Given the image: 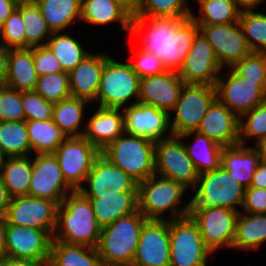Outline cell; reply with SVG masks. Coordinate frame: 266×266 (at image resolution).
<instances>
[{
  "instance_id": "6da1fadb",
  "label": "cell",
  "mask_w": 266,
  "mask_h": 266,
  "mask_svg": "<svg viewBox=\"0 0 266 266\" xmlns=\"http://www.w3.org/2000/svg\"><path fill=\"white\" fill-rule=\"evenodd\" d=\"M100 233L90 200L79 190L71 191L58 206L53 240L96 248Z\"/></svg>"
},
{
  "instance_id": "7a4b0ae2",
  "label": "cell",
  "mask_w": 266,
  "mask_h": 266,
  "mask_svg": "<svg viewBox=\"0 0 266 266\" xmlns=\"http://www.w3.org/2000/svg\"><path fill=\"white\" fill-rule=\"evenodd\" d=\"M193 195L187 198L185 217L193 218L199 212L212 207H223L240 212L245 187L221 166L199 174L197 185L188 188Z\"/></svg>"
},
{
  "instance_id": "3957f363",
  "label": "cell",
  "mask_w": 266,
  "mask_h": 266,
  "mask_svg": "<svg viewBox=\"0 0 266 266\" xmlns=\"http://www.w3.org/2000/svg\"><path fill=\"white\" fill-rule=\"evenodd\" d=\"M187 191L182 184L154 174L138 183V210L147 220L172 221L183 218L186 204H180Z\"/></svg>"
},
{
  "instance_id": "277c9868",
  "label": "cell",
  "mask_w": 266,
  "mask_h": 266,
  "mask_svg": "<svg viewBox=\"0 0 266 266\" xmlns=\"http://www.w3.org/2000/svg\"><path fill=\"white\" fill-rule=\"evenodd\" d=\"M147 219L137 210L101 228L97 252L104 266H132Z\"/></svg>"
},
{
  "instance_id": "5b68a950",
  "label": "cell",
  "mask_w": 266,
  "mask_h": 266,
  "mask_svg": "<svg viewBox=\"0 0 266 266\" xmlns=\"http://www.w3.org/2000/svg\"><path fill=\"white\" fill-rule=\"evenodd\" d=\"M100 154L126 172L137 183L155 174V142L123 133Z\"/></svg>"
},
{
  "instance_id": "8992f818",
  "label": "cell",
  "mask_w": 266,
  "mask_h": 266,
  "mask_svg": "<svg viewBox=\"0 0 266 266\" xmlns=\"http://www.w3.org/2000/svg\"><path fill=\"white\" fill-rule=\"evenodd\" d=\"M140 79L128 61H117L110 56L102 71L96 106L123 109L137 103Z\"/></svg>"
},
{
  "instance_id": "52a82bcc",
  "label": "cell",
  "mask_w": 266,
  "mask_h": 266,
  "mask_svg": "<svg viewBox=\"0 0 266 266\" xmlns=\"http://www.w3.org/2000/svg\"><path fill=\"white\" fill-rule=\"evenodd\" d=\"M170 266H208L214 255L192 218L169 221ZM211 257V258H210Z\"/></svg>"
},
{
  "instance_id": "ba28073f",
  "label": "cell",
  "mask_w": 266,
  "mask_h": 266,
  "mask_svg": "<svg viewBox=\"0 0 266 266\" xmlns=\"http://www.w3.org/2000/svg\"><path fill=\"white\" fill-rule=\"evenodd\" d=\"M215 99V86L185 84L174 109L169 113L173 136L196 131Z\"/></svg>"
},
{
  "instance_id": "9c48e42d",
  "label": "cell",
  "mask_w": 266,
  "mask_h": 266,
  "mask_svg": "<svg viewBox=\"0 0 266 266\" xmlns=\"http://www.w3.org/2000/svg\"><path fill=\"white\" fill-rule=\"evenodd\" d=\"M223 70L215 85L216 98L239 118L266 101V82L246 81L231 68Z\"/></svg>"
},
{
  "instance_id": "30bf717a",
  "label": "cell",
  "mask_w": 266,
  "mask_h": 266,
  "mask_svg": "<svg viewBox=\"0 0 266 266\" xmlns=\"http://www.w3.org/2000/svg\"><path fill=\"white\" fill-rule=\"evenodd\" d=\"M154 160L156 175L172 179L187 189L197 185L199 174L178 136L156 141Z\"/></svg>"
},
{
  "instance_id": "8fae6325",
  "label": "cell",
  "mask_w": 266,
  "mask_h": 266,
  "mask_svg": "<svg viewBox=\"0 0 266 266\" xmlns=\"http://www.w3.org/2000/svg\"><path fill=\"white\" fill-rule=\"evenodd\" d=\"M63 177L73 190L85 183L100 151L83 136L67 137L54 152Z\"/></svg>"
},
{
  "instance_id": "7c38bea8",
  "label": "cell",
  "mask_w": 266,
  "mask_h": 266,
  "mask_svg": "<svg viewBox=\"0 0 266 266\" xmlns=\"http://www.w3.org/2000/svg\"><path fill=\"white\" fill-rule=\"evenodd\" d=\"M73 189L65 181L54 153L32 155V175L28 195L55 201L58 205Z\"/></svg>"
},
{
  "instance_id": "4fadbf2b",
  "label": "cell",
  "mask_w": 266,
  "mask_h": 266,
  "mask_svg": "<svg viewBox=\"0 0 266 266\" xmlns=\"http://www.w3.org/2000/svg\"><path fill=\"white\" fill-rule=\"evenodd\" d=\"M53 236L46 230L7 224L6 257L25 259L47 266Z\"/></svg>"
},
{
  "instance_id": "5bb4252c",
  "label": "cell",
  "mask_w": 266,
  "mask_h": 266,
  "mask_svg": "<svg viewBox=\"0 0 266 266\" xmlns=\"http://www.w3.org/2000/svg\"><path fill=\"white\" fill-rule=\"evenodd\" d=\"M199 31L212 46L222 69L232 68L250 54L240 22L198 25Z\"/></svg>"
},
{
  "instance_id": "9a60e30c",
  "label": "cell",
  "mask_w": 266,
  "mask_h": 266,
  "mask_svg": "<svg viewBox=\"0 0 266 266\" xmlns=\"http://www.w3.org/2000/svg\"><path fill=\"white\" fill-rule=\"evenodd\" d=\"M58 206L53 200L29 195L17 196L11 198L5 219L7 224L46 230L53 236L57 225Z\"/></svg>"
},
{
  "instance_id": "2e32d148",
  "label": "cell",
  "mask_w": 266,
  "mask_h": 266,
  "mask_svg": "<svg viewBox=\"0 0 266 266\" xmlns=\"http://www.w3.org/2000/svg\"><path fill=\"white\" fill-rule=\"evenodd\" d=\"M182 19L133 16L130 33L137 38V46L162 60L169 71L170 31Z\"/></svg>"
},
{
  "instance_id": "e0dca14e",
  "label": "cell",
  "mask_w": 266,
  "mask_h": 266,
  "mask_svg": "<svg viewBox=\"0 0 266 266\" xmlns=\"http://www.w3.org/2000/svg\"><path fill=\"white\" fill-rule=\"evenodd\" d=\"M239 213L233 209L212 207L192 218L199 227L203 242L213 255L222 248L232 250Z\"/></svg>"
},
{
  "instance_id": "ac0fdd59",
  "label": "cell",
  "mask_w": 266,
  "mask_h": 266,
  "mask_svg": "<svg viewBox=\"0 0 266 266\" xmlns=\"http://www.w3.org/2000/svg\"><path fill=\"white\" fill-rule=\"evenodd\" d=\"M124 133L146 138L153 142L173 136L170 114L154 106L137 102L122 109Z\"/></svg>"
},
{
  "instance_id": "d6986e66",
  "label": "cell",
  "mask_w": 266,
  "mask_h": 266,
  "mask_svg": "<svg viewBox=\"0 0 266 266\" xmlns=\"http://www.w3.org/2000/svg\"><path fill=\"white\" fill-rule=\"evenodd\" d=\"M138 183L101 154L94 160L84 185L79 189L87 198L118 195V192L137 191Z\"/></svg>"
},
{
  "instance_id": "ffe728a7",
  "label": "cell",
  "mask_w": 266,
  "mask_h": 266,
  "mask_svg": "<svg viewBox=\"0 0 266 266\" xmlns=\"http://www.w3.org/2000/svg\"><path fill=\"white\" fill-rule=\"evenodd\" d=\"M222 71L212 46L199 33L178 72L179 77L185 84L215 86Z\"/></svg>"
},
{
  "instance_id": "44dd1931",
  "label": "cell",
  "mask_w": 266,
  "mask_h": 266,
  "mask_svg": "<svg viewBox=\"0 0 266 266\" xmlns=\"http://www.w3.org/2000/svg\"><path fill=\"white\" fill-rule=\"evenodd\" d=\"M132 266H170L169 221L144 223Z\"/></svg>"
},
{
  "instance_id": "7402d4cb",
  "label": "cell",
  "mask_w": 266,
  "mask_h": 266,
  "mask_svg": "<svg viewBox=\"0 0 266 266\" xmlns=\"http://www.w3.org/2000/svg\"><path fill=\"white\" fill-rule=\"evenodd\" d=\"M184 81L178 72L165 71L161 74L140 79L138 102L151 105L170 113L179 99Z\"/></svg>"
},
{
  "instance_id": "603a6c76",
  "label": "cell",
  "mask_w": 266,
  "mask_h": 266,
  "mask_svg": "<svg viewBox=\"0 0 266 266\" xmlns=\"http://www.w3.org/2000/svg\"><path fill=\"white\" fill-rule=\"evenodd\" d=\"M240 118L217 98L209 106L196 130L222 147L239 144Z\"/></svg>"
},
{
  "instance_id": "cb8c5ba5",
  "label": "cell",
  "mask_w": 266,
  "mask_h": 266,
  "mask_svg": "<svg viewBox=\"0 0 266 266\" xmlns=\"http://www.w3.org/2000/svg\"><path fill=\"white\" fill-rule=\"evenodd\" d=\"M110 56L106 51H93L68 73L71 97L95 104L102 71Z\"/></svg>"
},
{
  "instance_id": "d4e9b609",
  "label": "cell",
  "mask_w": 266,
  "mask_h": 266,
  "mask_svg": "<svg viewBox=\"0 0 266 266\" xmlns=\"http://www.w3.org/2000/svg\"><path fill=\"white\" fill-rule=\"evenodd\" d=\"M89 118L83 137L100 152L124 133V115L121 108L96 106Z\"/></svg>"
},
{
  "instance_id": "484cf974",
  "label": "cell",
  "mask_w": 266,
  "mask_h": 266,
  "mask_svg": "<svg viewBox=\"0 0 266 266\" xmlns=\"http://www.w3.org/2000/svg\"><path fill=\"white\" fill-rule=\"evenodd\" d=\"M260 162L261 154L256 146L238 144L222 148L220 166L245 188L251 186L254 172Z\"/></svg>"
},
{
  "instance_id": "4316f807",
  "label": "cell",
  "mask_w": 266,
  "mask_h": 266,
  "mask_svg": "<svg viewBox=\"0 0 266 266\" xmlns=\"http://www.w3.org/2000/svg\"><path fill=\"white\" fill-rule=\"evenodd\" d=\"M80 21L99 27L118 23L120 30L128 34L131 32L132 16L113 0H82Z\"/></svg>"
},
{
  "instance_id": "83f0119b",
  "label": "cell",
  "mask_w": 266,
  "mask_h": 266,
  "mask_svg": "<svg viewBox=\"0 0 266 266\" xmlns=\"http://www.w3.org/2000/svg\"><path fill=\"white\" fill-rule=\"evenodd\" d=\"M178 137L182 140L198 174L213 171L220 167L223 148L221 145L198 131H190ZM188 138L193 141L188 142Z\"/></svg>"
},
{
  "instance_id": "f1b7e54d",
  "label": "cell",
  "mask_w": 266,
  "mask_h": 266,
  "mask_svg": "<svg viewBox=\"0 0 266 266\" xmlns=\"http://www.w3.org/2000/svg\"><path fill=\"white\" fill-rule=\"evenodd\" d=\"M38 75L34 68L33 47L10 49L8 73L4 85L23 91L35 90Z\"/></svg>"
},
{
  "instance_id": "f546056e",
  "label": "cell",
  "mask_w": 266,
  "mask_h": 266,
  "mask_svg": "<svg viewBox=\"0 0 266 266\" xmlns=\"http://www.w3.org/2000/svg\"><path fill=\"white\" fill-rule=\"evenodd\" d=\"M88 199L101 228L138 210L137 191H124L118 192V195Z\"/></svg>"
},
{
  "instance_id": "4dcf8cb0",
  "label": "cell",
  "mask_w": 266,
  "mask_h": 266,
  "mask_svg": "<svg viewBox=\"0 0 266 266\" xmlns=\"http://www.w3.org/2000/svg\"><path fill=\"white\" fill-rule=\"evenodd\" d=\"M33 1L40 8L42 16L52 33L72 29L76 25V21H80L82 0Z\"/></svg>"
},
{
  "instance_id": "1f68e13d",
  "label": "cell",
  "mask_w": 266,
  "mask_h": 266,
  "mask_svg": "<svg viewBox=\"0 0 266 266\" xmlns=\"http://www.w3.org/2000/svg\"><path fill=\"white\" fill-rule=\"evenodd\" d=\"M91 105L85 99L73 97L64 99L54 104L52 119L66 137L83 136L86 127L84 120L87 117L84 112Z\"/></svg>"
},
{
  "instance_id": "d6a6232c",
  "label": "cell",
  "mask_w": 266,
  "mask_h": 266,
  "mask_svg": "<svg viewBox=\"0 0 266 266\" xmlns=\"http://www.w3.org/2000/svg\"><path fill=\"white\" fill-rule=\"evenodd\" d=\"M266 242V214L240 212L236 223L233 250L258 251Z\"/></svg>"
},
{
  "instance_id": "836d02e7",
  "label": "cell",
  "mask_w": 266,
  "mask_h": 266,
  "mask_svg": "<svg viewBox=\"0 0 266 266\" xmlns=\"http://www.w3.org/2000/svg\"><path fill=\"white\" fill-rule=\"evenodd\" d=\"M32 175V156L5 157L0 178L11 198L28 195Z\"/></svg>"
},
{
  "instance_id": "e575fe53",
  "label": "cell",
  "mask_w": 266,
  "mask_h": 266,
  "mask_svg": "<svg viewBox=\"0 0 266 266\" xmlns=\"http://www.w3.org/2000/svg\"><path fill=\"white\" fill-rule=\"evenodd\" d=\"M47 266H104L97 249L52 241Z\"/></svg>"
},
{
  "instance_id": "d590c367",
  "label": "cell",
  "mask_w": 266,
  "mask_h": 266,
  "mask_svg": "<svg viewBox=\"0 0 266 266\" xmlns=\"http://www.w3.org/2000/svg\"><path fill=\"white\" fill-rule=\"evenodd\" d=\"M199 33V26L191 17L183 18L170 31L169 71L179 72Z\"/></svg>"
},
{
  "instance_id": "8d00e7d4",
  "label": "cell",
  "mask_w": 266,
  "mask_h": 266,
  "mask_svg": "<svg viewBox=\"0 0 266 266\" xmlns=\"http://www.w3.org/2000/svg\"><path fill=\"white\" fill-rule=\"evenodd\" d=\"M70 32H55L47 40L46 46L59 60L64 72L73 70L91 51H87L79 39L73 37Z\"/></svg>"
},
{
  "instance_id": "74e56055",
  "label": "cell",
  "mask_w": 266,
  "mask_h": 266,
  "mask_svg": "<svg viewBox=\"0 0 266 266\" xmlns=\"http://www.w3.org/2000/svg\"><path fill=\"white\" fill-rule=\"evenodd\" d=\"M32 154L54 153L67 138L53 119L45 121H26Z\"/></svg>"
},
{
  "instance_id": "f35d334b",
  "label": "cell",
  "mask_w": 266,
  "mask_h": 266,
  "mask_svg": "<svg viewBox=\"0 0 266 266\" xmlns=\"http://www.w3.org/2000/svg\"><path fill=\"white\" fill-rule=\"evenodd\" d=\"M198 14L191 18L198 25L230 24L239 21L241 11L233 0H197Z\"/></svg>"
},
{
  "instance_id": "ab89813d",
  "label": "cell",
  "mask_w": 266,
  "mask_h": 266,
  "mask_svg": "<svg viewBox=\"0 0 266 266\" xmlns=\"http://www.w3.org/2000/svg\"><path fill=\"white\" fill-rule=\"evenodd\" d=\"M0 151L4 157L31 156L26 121L0 122Z\"/></svg>"
},
{
  "instance_id": "60d3db41",
  "label": "cell",
  "mask_w": 266,
  "mask_h": 266,
  "mask_svg": "<svg viewBox=\"0 0 266 266\" xmlns=\"http://www.w3.org/2000/svg\"><path fill=\"white\" fill-rule=\"evenodd\" d=\"M21 17L25 25L26 48L45 46L52 31L33 0L21 2Z\"/></svg>"
},
{
  "instance_id": "b9f144b4",
  "label": "cell",
  "mask_w": 266,
  "mask_h": 266,
  "mask_svg": "<svg viewBox=\"0 0 266 266\" xmlns=\"http://www.w3.org/2000/svg\"><path fill=\"white\" fill-rule=\"evenodd\" d=\"M188 2L187 0H138L135 16L189 18L193 9Z\"/></svg>"
},
{
  "instance_id": "7bdbcfd3",
  "label": "cell",
  "mask_w": 266,
  "mask_h": 266,
  "mask_svg": "<svg viewBox=\"0 0 266 266\" xmlns=\"http://www.w3.org/2000/svg\"><path fill=\"white\" fill-rule=\"evenodd\" d=\"M242 11L239 22L252 52L266 53V12Z\"/></svg>"
},
{
  "instance_id": "ee69618b",
  "label": "cell",
  "mask_w": 266,
  "mask_h": 266,
  "mask_svg": "<svg viewBox=\"0 0 266 266\" xmlns=\"http://www.w3.org/2000/svg\"><path fill=\"white\" fill-rule=\"evenodd\" d=\"M266 138V101L244 113L239 121V144L247 146L252 140L253 146ZM254 140V141H253Z\"/></svg>"
},
{
  "instance_id": "f6af8a7d",
  "label": "cell",
  "mask_w": 266,
  "mask_h": 266,
  "mask_svg": "<svg viewBox=\"0 0 266 266\" xmlns=\"http://www.w3.org/2000/svg\"><path fill=\"white\" fill-rule=\"evenodd\" d=\"M35 91L53 104L71 97L67 72L51 73L38 77Z\"/></svg>"
},
{
  "instance_id": "bcb514c9",
  "label": "cell",
  "mask_w": 266,
  "mask_h": 266,
  "mask_svg": "<svg viewBox=\"0 0 266 266\" xmlns=\"http://www.w3.org/2000/svg\"><path fill=\"white\" fill-rule=\"evenodd\" d=\"M25 25L21 17V2L0 27V42L10 49L26 48Z\"/></svg>"
},
{
  "instance_id": "7dc6e473",
  "label": "cell",
  "mask_w": 266,
  "mask_h": 266,
  "mask_svg": "<svg viewBox=\"0 0 266 266\" xmlns=\"http://www.w3.org/2000/svg\"><path fill=\"white\" fill-rule=\"evenodd\" d=\"M231 69L243 80L266 82V53L251 52Z\"/></svg>"
},
{
  "instance_id": "c3c4849f",
  "label": "cell",
  "mask_w": 266,
  "mask_h": 266,
  "mask_svg": "<svg viewBox=\"0 0 266 266\" xmlns=\"http://www.w3.org/2000/svg\"><path fill=\"white\" fill-rule=\"evenodd\" d=\"M25 121H45L53 117L54 104L45 100L35 90L21 92Z\"/></svg>"
},
{
  "instance_id": "681fc988",
  "label": "cell",
  "mask_w": 266,
  "mask_h": 266,
  "mask_svg": "<svg viewBox=\"0 0 266 266\" xmlns=\"http://www.w3.org/2000/svg\"><path fill=\"white\" fill-rule=\"evenodd\" d=\"M25 121L21 92L0 84V122Z\"/></svg>"
},
{
  "instance_id": "f907efd6",
  "label": "cell",
  "mask_w": 266,
  "mask_h": 266,
  "mask_svg": "<svg viewBox=\"0 0 266 266\" xmlns=\"http://www.w3.org/2000/svg\"><path fill=\"white\" fill-rule=\"evenodd\" d=\"M132 58V59H131ZM129 64L132 70L140 77L161 74L165 71L162 60L158 59L153 53H149L139 46L132 52Z\"/></svg>"
},
{
  "instance_id": "816d5d0a",
  "label": "cell",
  "mask_w": 266,
  "mask_h": 266,
  "mask_svg": "<svg viewBox=\"0 0 266 266\" xmlns=\"http://www.w3.org/2000/svg\"><path fill=\"white\" fill-rule=\"evenodd\" d=\"M33 59L38 76L63 72L59 60L46 45L33 47Z\"/></svg>"
},
{
  "instance_id": "f5cc1de1",
  "label": "cell",
  "mask_w": 266,
  "mask_h": 266,
  "mask_svg": "<svg viewBox=\"0 0 266 266\" xmlns=\"http://www.w3.org/2000/svg\"><path fill=\"white\" fill-rule=\"evenodd\" d=\"M240 212L266 214V189L245 188L244 201Z\"/></svg>"
},
{
  "instance_id": "db71d44e",
  "label": "cell",
  "mask_w": 266,
  "mask_h": 266,
  "mask_svg": "<svg viewBox=\"0 0 266 266\" xmlns=\"http://www.w3.org/2000/svg\"><path fill=\"white\" fill-rule=\"evenodd\" d=\"M250 187L266 189V163L262 160L254 172Z\"/></svg>"
},
{
  "instance_id": "11a10c76",
  "label": "cell",
  "mask_w": 266,
  "mask_h": 266,
  "mask_svg": "<svg viewBox=\"0 0 266 266\" xmlns=\"http://www.w3.org/2000/svg\"><path fill=\"white\" fill-rule=\"evenodd\" d=\"M10 48L0 42V84H3L8 73Z\"/></svg>"
},
{
  "instance_id": "9f6ffc18",
  "label": "cell",
  "mask_w": 266,
  "mask_h": 266,
  "mask_svg": "<svg viewBox=\"0 0 266 266\" xmlns=\"http://www.w3.org/2000/svg\"><path fill=\"white\" fill-rule=\"evenodd\" d=\"M19 1L17 0H0V27L5 20L17 8Z\"/></svg>"
},
{
  "instance_id": "6f0895ef",
  "label": "cell",
  "mask_w": 266,
  "mask_h": 266,
  "mask_svg": "<svg viewBox=\"0 0 266 266\" xmlns=\"http://www.w3.org/2000/svg\"><path fill=\"white\" fill-rule=\"evenodd\" d=\"M11 197L8 194L7 188L0 178V217H5Z\"/></svg>"
},
{
  "instance_id": "680465c9",
  "label": "cell",
  "mask_w": 266,
  "mask_h": 266,
  "mask_svg": "<svg viewBox=\"0 0 266 266\" xmlns=\"http://www.w3.org/2000/svg\"><path fill=\"white\" fill-rule=\"evenodd\" d=\"M236 7L242 11H253L257 9L261 4L265 3L266 0H233Z\"/></svg>"
},
{
  "instance_id": "91938a15",
  "label": "cell",
  "mask_w": 266,
  "mask_h": 266,
  "mask_svg": "<svg viewBox=\"0 0 266 266\" xmlns=\"http://www.w3.org/2000/svg\"><path fill=\"white\" fill-rule=\"evenodd\" d=\"M0 266H43V265L30 260L5 257L0 259Z\"/></svg>"
},
{
  "instance_id": "94428289",
  "label": "cell",
  "mask_w": 266,
  "mask_h": 266,
  "mask_svg": "<svg viewBox=\"0 0 266 266\" xmlns=\"http://www.w3.org/2000/svg\"><path fill=\"white\" fill-rule=\"evenodd\" d=\"M6 227H7V222L5 217H0V259L6 257V251H7Z\"/></svg>"
},
{
  "instance_id": "6125c7cd",
  "label": "cell",
  "mask_w": 266,
  "mask_h": 266,
  "mask_svg": "<svg viewBox=\"0 0 266 266\" xmlns=\"http://www.w3.org/2000/svg\"><path fill=\"white\" fill-rule=\"evenodd\" d=\"M122 6L132 17L135 16L138 8V0H113Z\"/></svg>"
},
{
  "instance_id": "be15d7a7",
  "label": "cell",
  "mask_w": 266,
  "mask_h": 266,
  "mask_svg": "<svg viewBox=\"0 0 266 266\" xmlns=\"http://www.w3.org/2000/svg\"><path fill=\"white\" fill-rule=\"evenodd\" d=\"M261 154V160L266 163V138L256 145Z\"/></svg>"
},
{
  "instance_id": "e7e4bbea",
  "label": "cell",
  "mask_w": 266,
  "mask_h": 266,
  "mask_svg": "<svg viewBox=\"0 0 266 266\" xmlns=\"http://www.w3.org/2000/svg\"><path fill=\"white\" fill-rule=\"evenodd\" d=\"M4 156H3V154L1 153V151H0V166H1V164H2V162H3V160H4Z\"/></svg>"
}]
</instances>
